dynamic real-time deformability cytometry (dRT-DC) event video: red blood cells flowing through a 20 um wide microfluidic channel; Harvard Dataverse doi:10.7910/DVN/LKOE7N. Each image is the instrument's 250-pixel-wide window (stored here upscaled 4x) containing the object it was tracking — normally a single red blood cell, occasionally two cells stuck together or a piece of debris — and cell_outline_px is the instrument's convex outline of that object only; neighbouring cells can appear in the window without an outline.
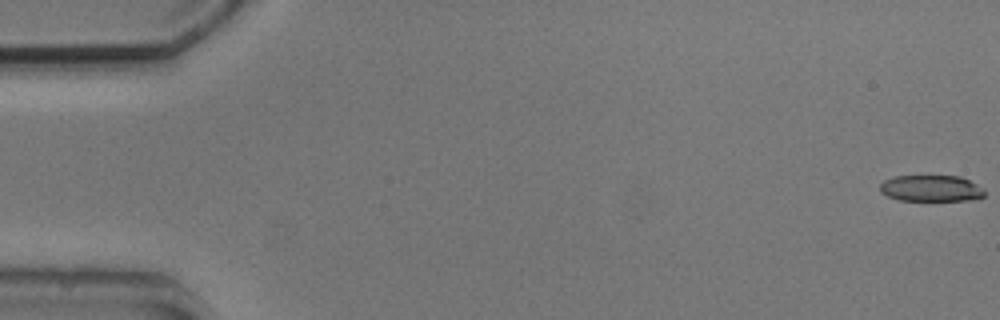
{"species": "common noctule bat (a hibernating species)", "species_latin": "Nyctalus noctula", "temperature_condition": "cold", "stored_images_in_passage": 3, "camera_frame_rate_fps": 3000, "um_per_image_px": 0.085, "animal": {"sex": "male", "body_mass_g": 20.5, "forearm_length_mm": 52.5}, "frame": {"image": 1, "passage_image": 1, "time_ms": 0.0, "image_size_px": [1000, 320], "cell_outline_px": [[984, 196], [976, 200], [900, 200], [888, 196], [880, 192], [880, 184], [884, 180], [896, 176], [960, 176], [984, 188]], "centroid_in_image_um": [79.16, 16.01], "position_along_channel_um": 5.8, "area_um2": 16.01}}